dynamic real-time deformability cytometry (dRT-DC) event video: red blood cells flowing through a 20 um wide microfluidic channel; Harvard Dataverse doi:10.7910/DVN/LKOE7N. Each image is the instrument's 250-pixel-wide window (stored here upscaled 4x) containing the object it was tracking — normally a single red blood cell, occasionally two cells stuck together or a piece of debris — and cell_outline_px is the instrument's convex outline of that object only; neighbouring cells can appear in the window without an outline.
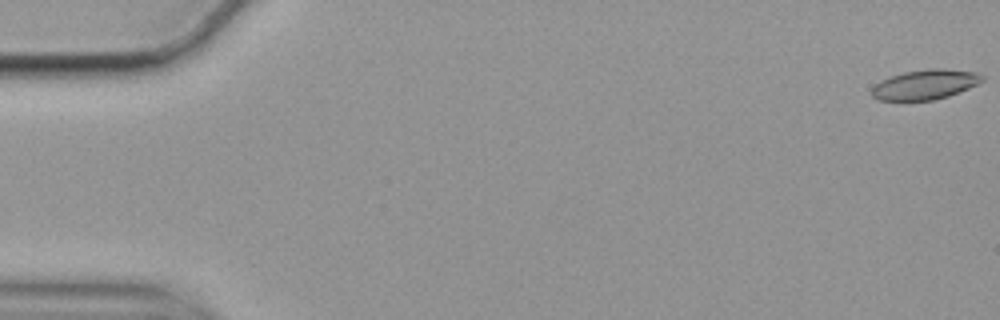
{"species": "common noctule bat (a hibernating species)", "species_latin": "Nyctalus noctula", "temperature_condition": "cold", "stored_images_in_passage": 59, "camera_frame_rate_fps": 3000, "um_per_image_px": 0.085, "animal": {"sex": "female", "body_mass_g": 19.9}, "frame": {"image": 1, "passage_image": 1, "time_ms": 0.0, "image_size_px": [1000, 320], "cell_outline_px": [[984, 80], [968, 88], [948, 96], [932, 100], [876, 100], [872, 96], [872, 88], [876, 84], [892, 76], [904, 72], [928, 68], [944, 68], [976, 72], [984, 76]], "centroid_in_image_um": [78.65, 7.18], "position_along_channel_um": 6.3, "area_um2": 19.02}}
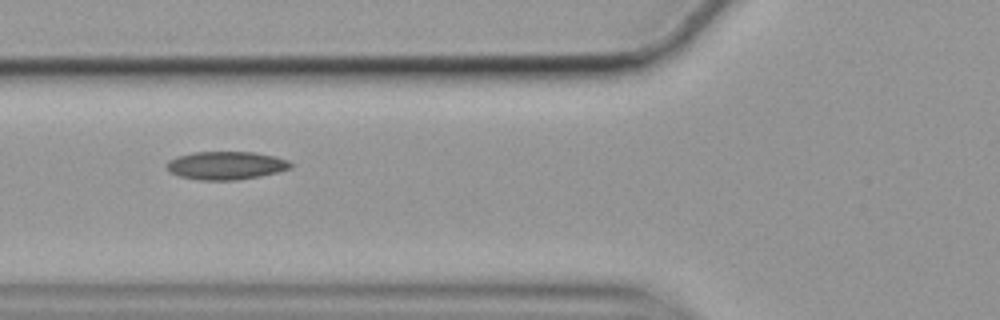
{"frame": {"image": 2, "passage_image": 22, "time_ms": 7.0, "image_size_px": [1000, 320], "cell_outline_px": [[292, 168], [260, 176], [236, 180], [200, 180], [180, 176], [168, 172], [164, 164], [168, 160], [176, 156], [192, 152], [252, 152], [276, 156], [288, 160], [292, 164]], "centroid_in_image_um": [19.16, 14.06], "position_along_channel_um": 106.6, "area_um2": 20.52}}
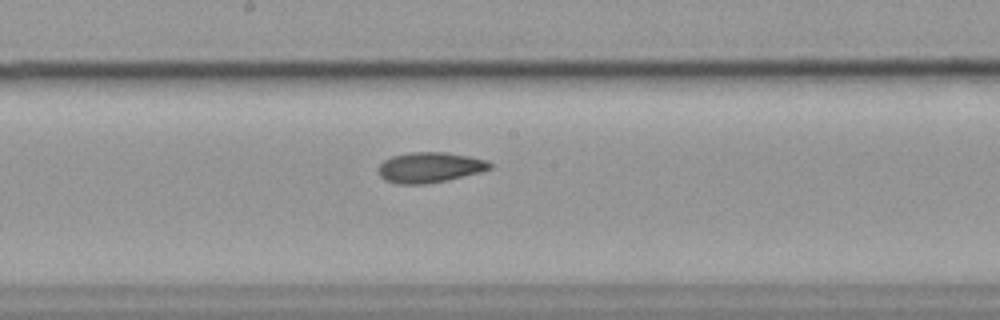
{"frame": {"image": 3, "passage_image": 31, "time_ms": 10.0, "image_size_px": [1000, 320], "cell_outline_px": [[492, 168], [480, 172], [448, 180], [424, 184], [396, 184], [384, 180], [380, 176], [376, 168], [384, 160], [392, 156], [412, 152], [444, 152], [468, 156], [488, 160], [492, 164]], "centroid_in_image_um": [36.51, 14.23], "position_along_channel_um": 211.7, "area_um2": 19.88}}